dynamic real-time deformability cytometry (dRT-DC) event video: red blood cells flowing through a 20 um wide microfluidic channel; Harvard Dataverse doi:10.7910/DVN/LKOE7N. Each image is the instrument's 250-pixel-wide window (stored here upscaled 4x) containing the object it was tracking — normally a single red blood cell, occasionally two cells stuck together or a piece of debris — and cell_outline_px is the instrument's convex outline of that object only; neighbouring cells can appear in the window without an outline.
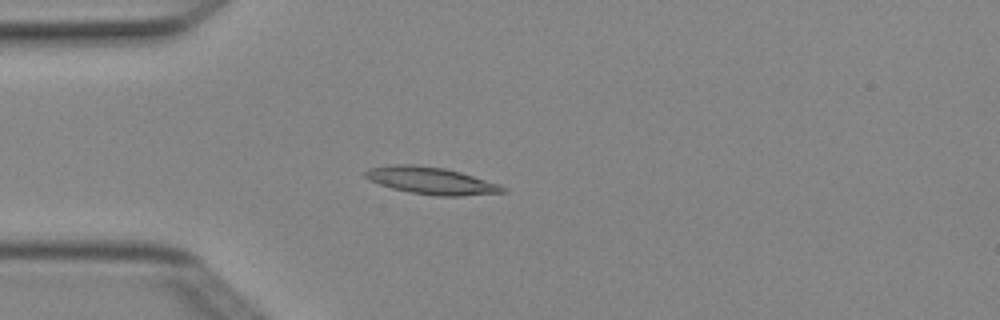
{"species": "Egyptian fruit bat (a non-hibernating species)", "species_latin": "Rousettus aegyptiacus", "temperature_condition": "cold", "stored_images_in_passage": 4, "camera_frame_rate_fps": 3000, "um_per_image_px": 0.085, "animal": {"sex": "female"}, "frame": {"image": 1, "passage_image": 3, "time_ms": 0.667, "image_size_px": [1000, 320], "cell_outline_px": [[508, 192], [460, 196], [436, 196], [408, 192], [392, 188], [368, 180], [364, 176], [364, 172], [368, 168], [392, 164], [412, 164], [444, 168], [460, 172], [500, 184], [508, 188]], "centroid_in_image_um": [36.66, 15.36], "position_along_channel_um": 48.3, "area_um2": 21.91}}